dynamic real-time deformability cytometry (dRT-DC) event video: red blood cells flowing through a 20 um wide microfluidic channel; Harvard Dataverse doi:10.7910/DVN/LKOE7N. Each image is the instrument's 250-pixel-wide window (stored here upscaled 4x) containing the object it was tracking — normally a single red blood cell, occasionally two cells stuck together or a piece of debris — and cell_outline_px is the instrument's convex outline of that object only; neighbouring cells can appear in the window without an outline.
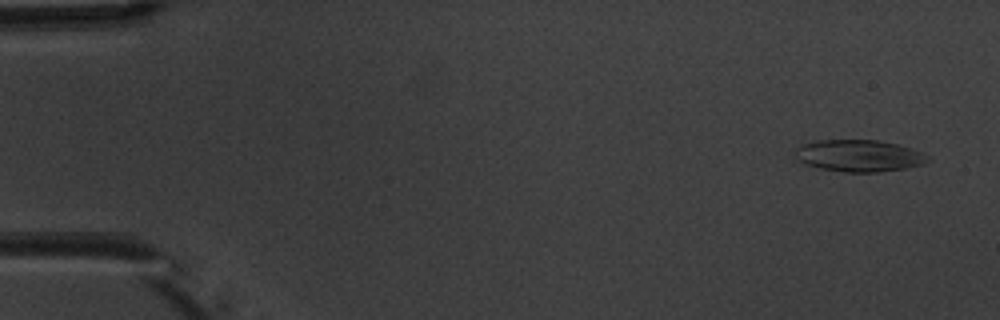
{"species": "common noctule bat (a hibernating species)", "species_latin": "Nyctalus noctula", "temperature_condition": "warm", "stored_images_in_passage": 6, "camera_frame_rate_fps": 3000, "um_per_image_px": 0.085, "animal": {"sex": "male", "body_mass_g": 20.1, "forearm_length_mm": 53.5}, "frame": {"image": 1, "passage_image": 1, "time_ms": 0.0, "image_size_px": [1000, 320], "cell_outline_px": [[932, 160], [924, 164], [904, 168], [876, 172], [844, 172], [820, 168], [804, 164], [796, 160], [796, 148], [804, 144], [816, 140], [876, 140], [896, 144], [920, 152], [928, 156]], "centroid_in_image_um": [72.99, 13.24], "position_along_channel_um": 12.0, "area_um2": 24.45}}
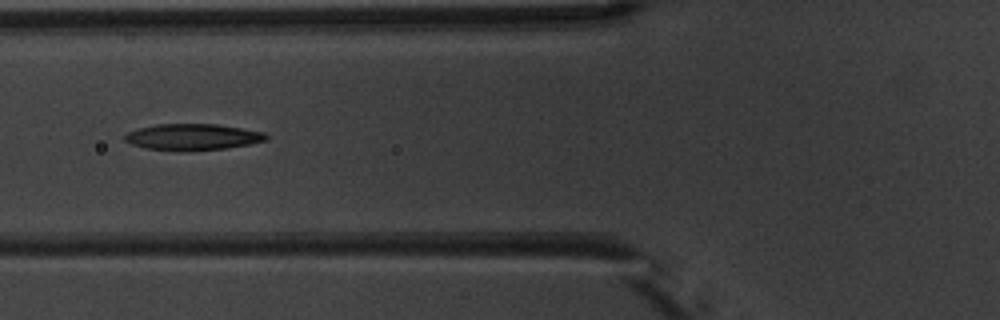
{"frame": {"image": 2, "passage_image": 6, "time_ms": 6.0, "image_size_px": [1000, 320], "cell_outline_px": [[268, 140], [248, 144], [224, 148], [188, 152], [144, 148], [132, 144], [124, 140], [124, 136], [128, 132], [140, 128], [156, 124], [216, 124], [264, 132], [268, 136]], "centroid_in_image_um": [16.36, 11.65], "position_along_channel_um": 109.4, "area_um2": 21.68}}